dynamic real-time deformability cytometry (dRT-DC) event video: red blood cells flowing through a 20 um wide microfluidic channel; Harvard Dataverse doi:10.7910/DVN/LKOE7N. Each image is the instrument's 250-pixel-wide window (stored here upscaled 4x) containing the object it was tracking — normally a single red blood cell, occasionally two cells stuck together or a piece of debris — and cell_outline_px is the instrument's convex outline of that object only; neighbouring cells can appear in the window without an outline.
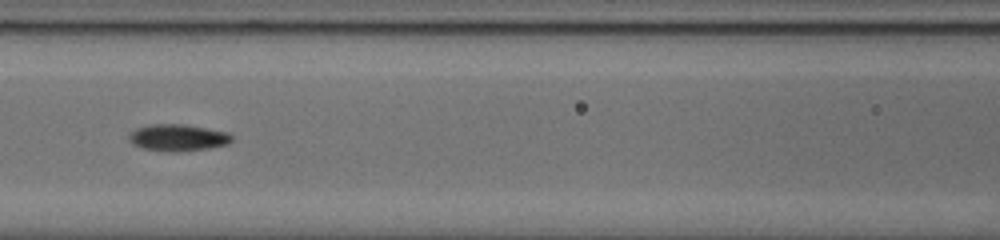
{"species": "common noctule bat (a hibernating species)", "species_latin": "Nyctalus noctula", "temperature_condition": "cold", "stored_images_in_passage": 28, "camera_frame_rate_fps": 3000, "um_per_image_px": 0.085, "animal": {"sex": "male", "body_mass_g": 20.0, "forearm_length_mm": 53.3}, "frame": {"image": 1, "passage_image": 13, "time_ms": 4.0, "image_size_px": [1000, 240], "cell_outline_px": [[232, 140], [228, 144], [208, 148], [144, 148], [132, 144], [128, 140], [128, 132], [136, 128], [148, 124], [184, 124], [228, 132], [232, 136]], "centroid_in_image_um": [15.09, 11.62], "position_along_channel_um": 151.5, "area_um2": 15.14}}
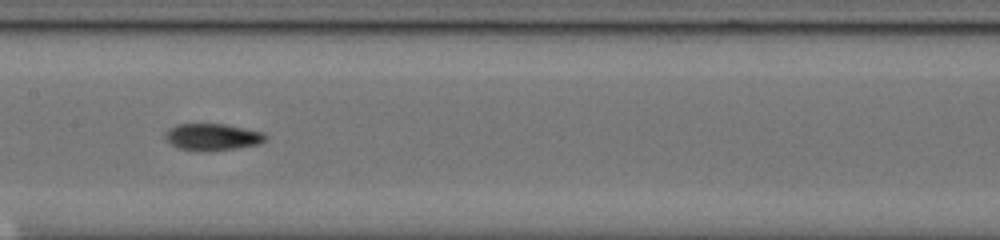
{"frame": {"image": 2, "passage_image": 16, "time_ms": 5.0, "image_size_px": [1000, 240], "cell_outline_px": [[268, 136], [264, 140], [256, 144], [236, 148], [204, 152], [200, 152], [180, 148], [172, 144], [164, 136], [164, 132], [168, 128], [176, 124], [224, 124], [264, 132]], "centroid_in_image_um": [18.03, 11.64], "position_along_channel_um": 189.4, "area_um2": 15.66}}